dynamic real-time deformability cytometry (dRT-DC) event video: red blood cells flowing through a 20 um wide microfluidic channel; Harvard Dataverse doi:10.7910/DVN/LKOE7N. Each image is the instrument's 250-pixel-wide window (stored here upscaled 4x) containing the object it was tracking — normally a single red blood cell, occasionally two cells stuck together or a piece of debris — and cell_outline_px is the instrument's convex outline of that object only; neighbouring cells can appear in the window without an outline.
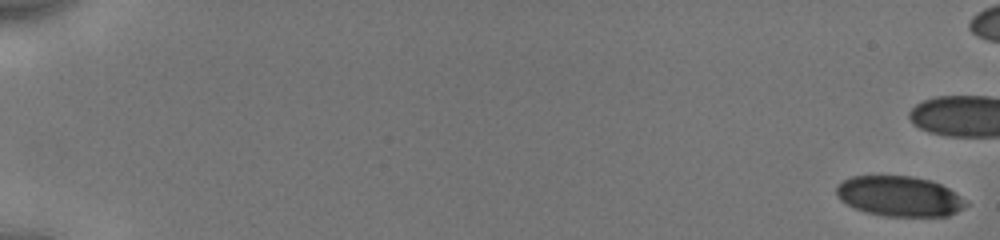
{"species": "human", "species_latin": "Homo sapiens", "temperature_condition": "cold", "stored_images_in_passage": 3, "camera_frame_rate_fps": 3000, "um_per_image_px": 0.085, "donor": {"sex": "male"}, "frame": {"image": 1, "passage_image": 1, "time_ms": 0.0, "image_size_px": [1000, 240], "cell_outline_px": [[968, 204], [964, 208], [948, 216], [884, 216], [864, 212], [840, 200], [836, 192], [836, 188], [844, 180], [852, 176], [912, 176], [932, 180], [956, 192], [968, 200]], "centroid_in_image_um": [76.5, 16.68], "position_along_channel_um": 8.5, "area_um2": 30.46}}